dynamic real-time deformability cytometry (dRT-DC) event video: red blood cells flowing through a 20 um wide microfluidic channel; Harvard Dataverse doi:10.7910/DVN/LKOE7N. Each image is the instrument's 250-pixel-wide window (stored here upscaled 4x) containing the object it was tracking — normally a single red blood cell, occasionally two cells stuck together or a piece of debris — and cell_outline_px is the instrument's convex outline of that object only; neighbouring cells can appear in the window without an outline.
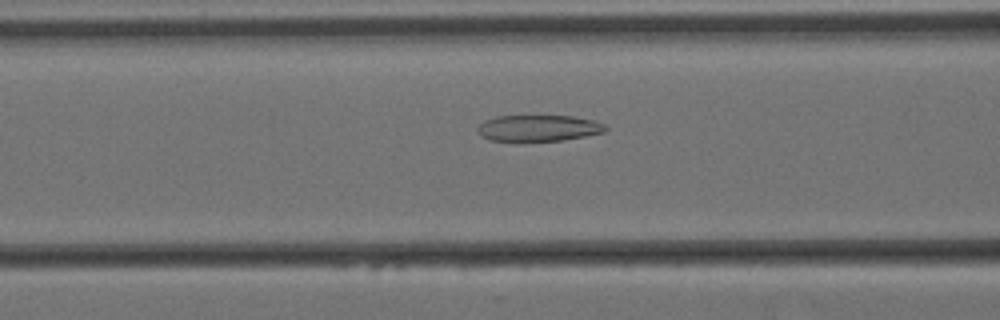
{"species": "Egyptian fruit bat (a non-hibernating species)", "species_latin": "Rousettus aegyptiacus", "temperature_condition": "cold", "stored_images_in_passage": 58, "camera_frame_rate_fps": 3000, "um_per_image_px": 0.085, "animal": {"sex": "female"}, "frame": {"image": 1, "passage_image": 22, "time_ms": 7.0, "image_size_px": [1000, 320], "cell_outline_px": [[608, 128], [604, 132], [564, 140], [520, 144], [516, 144], [492, 140], [480, 136], [476, 128], [484, 120], [496, 116], [572, 116], [592, 120], [604, 124]], "centroid_in_image_um": [45.69, 10.94], "position_along_channel_um": 120.9, "area_um2": 20.4}}
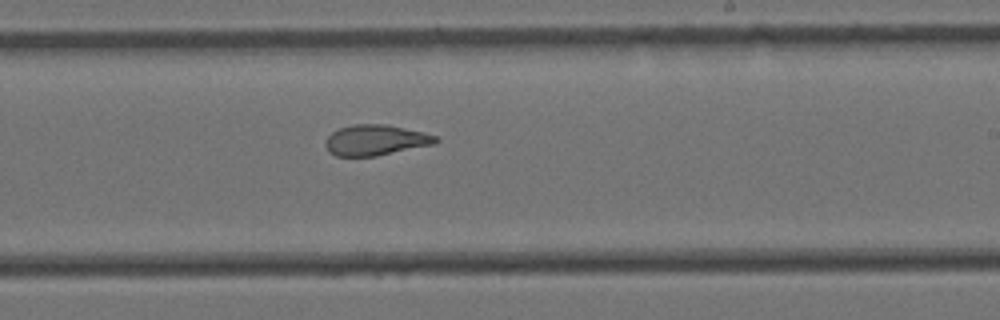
{"frame": {"image": 2, "passage_image": 34, "time_ms": 11.0, "image_size_px": [1000, 320], "cell_outline_px": [[440, 140], [436, 144], [376, 156], [336, 156], [328, 152], [324, 144], [324, 140], [332, 132], [340, 128], [352, 124], [388, 124], [424, 132], [436, 136]], "centroid_in_image_um": [31.93, 11.91], "position_along_channel_um": 257.1, "area_um2": 19.94}}
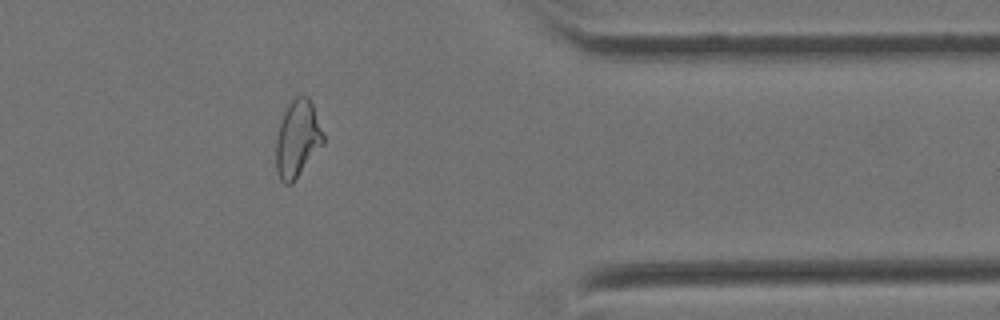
{"frame": {"image": 3, "passage_image": 47, "time_ms": 15.333, "image_size_px": [1000, 320], "cell_outline_px": [[324, 144], [292, 184], [284, 184], [280, 180], [276, 172], [276, 140], [280, 124], [284, 112], [288, 104], [296, 96], [308, 96], [312, 104], [324, 136]], "centroid_in_image_um": [25.28, 11.84], "position_along_channel_um": 386.1, "area_um2": 21.15}, "authors_computed_cell_mechanics": {"area_um2": 22.7443, "velocity_mm_per_s": 3.42, "shape_relaxation_time_tau1_ms": null, "shape_relaxation_time_tau2_ms": 2.2501, "deformation_change_tau1": null, "deformation_change_tau2": 0.0989}}